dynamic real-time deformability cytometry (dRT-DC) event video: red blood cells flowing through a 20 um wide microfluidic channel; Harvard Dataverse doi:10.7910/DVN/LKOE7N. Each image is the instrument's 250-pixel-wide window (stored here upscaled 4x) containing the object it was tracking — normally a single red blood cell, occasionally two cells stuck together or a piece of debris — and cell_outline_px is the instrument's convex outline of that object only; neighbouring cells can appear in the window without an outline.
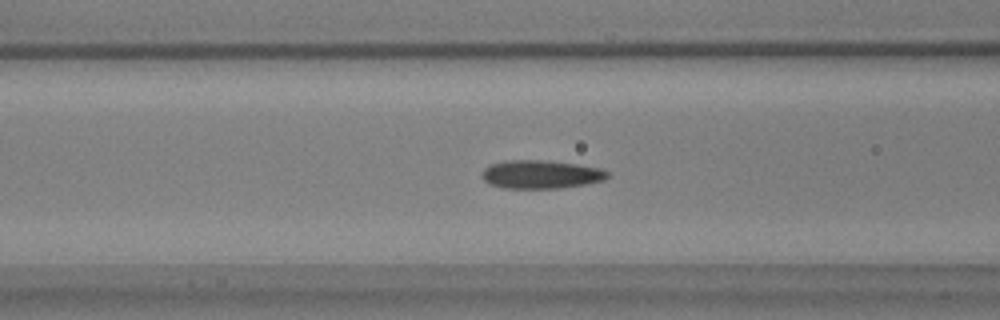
{"species": "common noctule bat (a hibernating species)", "species_latin": "Nyctalus noctula", "temperature_condition": "warm", "stored_images_in_passage": 56, "camera_frame_rate_fps": 3000, "um_per_image_px": 0.085, "animal": {"sex": "male", "body_mass_g": 17.9, "forearm_length_mm": 54.2}, "frame": {"image": 1, "passage_image": 22, "time_ms": 7.0, "image_size_px": [1000, 320], "cell_outline_px": [[608, 176], [604, 180], [584, 184], [560, 188], [504, 188], [488, 184], [480, 176], [484, 168], [488, 164], [504, 160], [540, 160], [576, 164], [600, 168], [608, 172]], "centroid_in_image_um": [45.9, 14.82], "position_along_channel_um": 120.7, "area_um2": 20.81}}
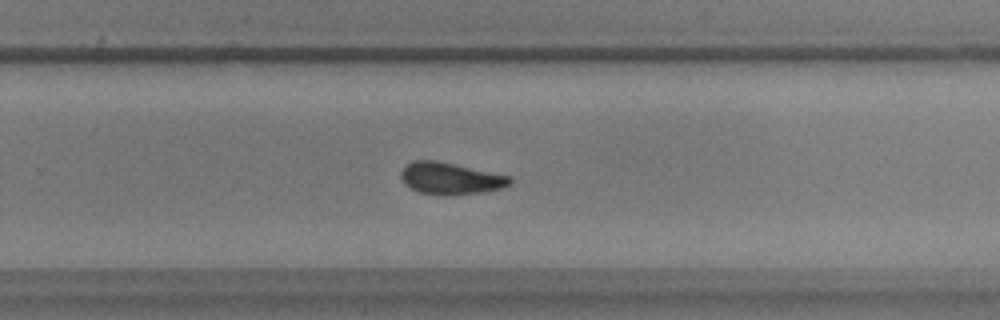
{"frame": {"image": 2, "passage_image": 36, "time_ms": 11.667, "image_size_px": [1000, 320], "cell_outline_px": [[512, 184], [500, 188], [480, 192], [420, 192], [404, 184], [400, 176], [400, 172], [404, 164], [412, 160], [436, 160], [512, 176]], "centroid_in_image_um": [38.27, 15.09], "position_along_channel_um": 291.5, "area_um2": 19.54}}
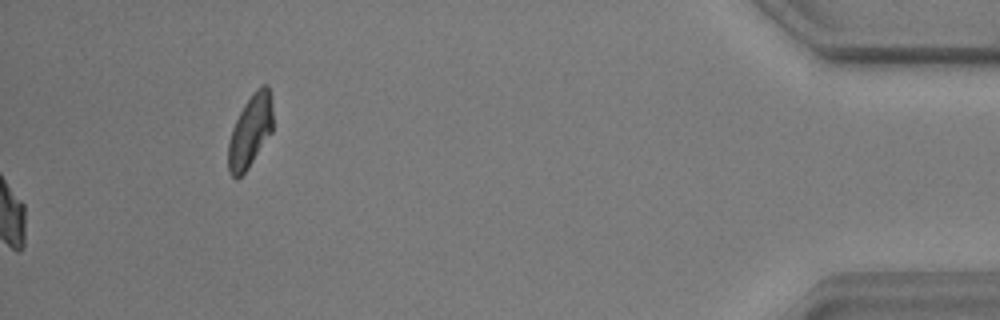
{"frame": {"image": 3, "passage_image": 56, "time_ms": 18.333, "image_size_px": [1000, 320], "cell_outline_px": [[272, 132], [248, 168], [236, 180], [228, 172], [228, 140], [232, 128], [244, 104], [256, 88], [260, 84], [268, 84], [272, 108]], "centroid_in_image_um": [21.26, 11.15], "position_along_channel_um": 413.9, "area_um2": 18.9}, "authors_computed_cell_mechanics": {"area_um2": 20.1722, "velocity_mm_per_s": 3.665, "shape_relaxation_time_tau1_ms": 5.9887, "shape_relaxation_time_tau2_ms": 2.0784, "deformation_change_tau1": 0.1304, "deformation_change_tau2": 0.0554}}